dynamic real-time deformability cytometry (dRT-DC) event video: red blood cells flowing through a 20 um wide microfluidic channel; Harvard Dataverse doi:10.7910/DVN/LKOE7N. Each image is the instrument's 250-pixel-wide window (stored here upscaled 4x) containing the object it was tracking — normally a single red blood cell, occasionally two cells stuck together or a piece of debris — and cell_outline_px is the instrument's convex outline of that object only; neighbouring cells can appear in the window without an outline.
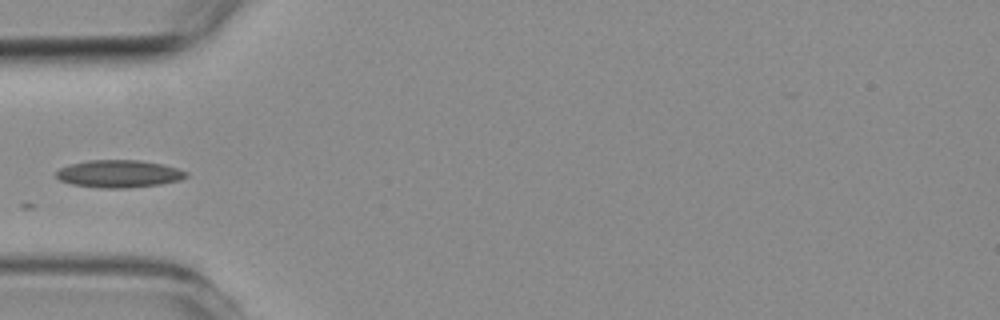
{"species": "common noctule bat (a hibernating species)", "species_latin": "Nyctalus noctula", "temperature_condition": "room temperature", "stored_images_in_passage": 3, "camera_frame_rate_fps": 3000, "um_per_image_px": 0.085, "animal": {"sex": "female", "body_mass_g": 19.3, "forearm_length_mm": 54.1}, "frame": {"image": 1, "passage_image": 3, "time_ms": 2.0, "image_size_px": [1000, 320], "cell_outline_px": [[188, 176], [180, 180], [160, 184], [128, 188], [100, 188], [72, 184], [60, 180], [56, 176], [56, 172], [60, 168], [68, 164], [88, 160], [140, 160], [164, 164], [188, 172]], "centroid_in_image_um": [10.11, 14.77], "position_along_channel_um": 74.9, "area_um2": 20.92}}